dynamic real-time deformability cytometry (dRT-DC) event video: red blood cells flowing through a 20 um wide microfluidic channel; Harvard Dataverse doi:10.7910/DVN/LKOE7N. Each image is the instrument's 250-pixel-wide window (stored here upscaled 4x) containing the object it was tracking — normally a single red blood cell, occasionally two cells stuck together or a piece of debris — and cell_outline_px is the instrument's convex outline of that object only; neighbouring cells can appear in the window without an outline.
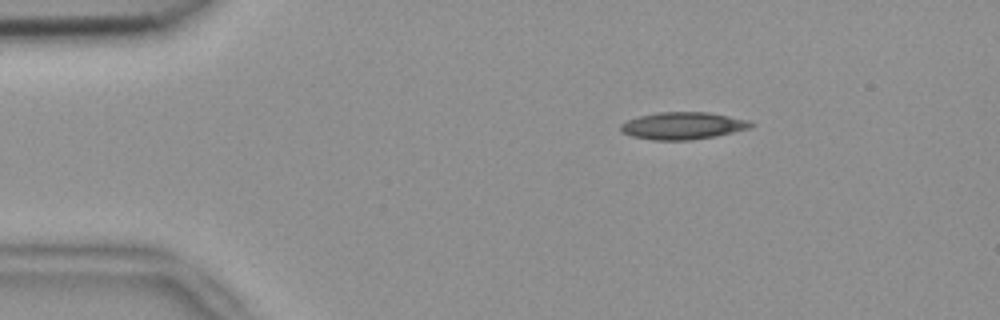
{"species": "common noctule bat (a hibernating species)", "species_latin": "Nyctalus noctula", "temperature_condition": "room temperature", "stored_images_in_passage": 45, "camera_frame_rate_fps": 3000, "um_per_image_px": 0.085, "animal": {"sex": "female", "body_mass_g": 18.4}, "frame": {"image": 1, "passage_image": 1, "time_ms": 0.0, "image_size_px": [1000, 320], "cell_outline_px": [[756, 124], [748, 128], [716, 136], [688, 140], [652, 140], [632, 136], [620, 132], [620, 124], [628, 120], [640, 116], [660, 112], [708, 112], [748, 120]], "centroid_in_image_um": [58.01, 10.69], "position_along_channel_um": 27.0, "area_um2": 20.52}}
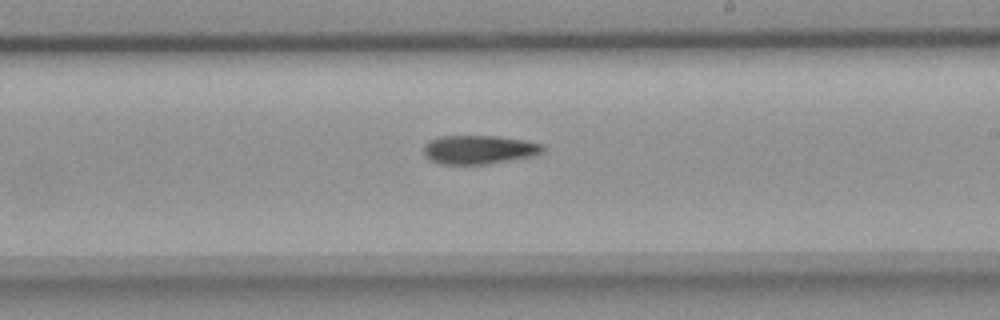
{"frame": {"image": 2, "passage_image": 23, "time_ms": 7.333, "image_size_px": [1000, 320], "cell_outline_px": [[544, 148], [540, 152], [532, 156], [484, 164], [440, 164], [428, 160], [424, 156], [424, 144], [440, 136], [496, 136], [524, 140], [544, 144]], "centroid_in_image_um": [40.67, 12.72], "position_along_channel_um": 248.3, "area_um2": 19.83}}
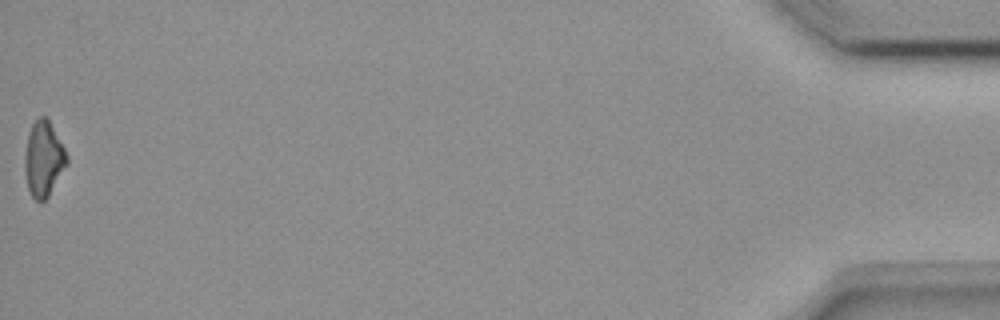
{"frame": {"image": 3, "passage_image": 45, "time_ms": 14.667, "image_size_px": [1000, 320], "cell_outline_px": [[68, 164], [48, 196], [44, 200], [36, 200], [32, 196], [28, 188], [24, 172], [24, 156], [28, 132], [32, 124], [40, 116], [48, 116], [68, 156]], "centroid_in_image_um": [3.7, 13.47], "position_along_channel_um": 431.5, "area_um2": 18.61}}